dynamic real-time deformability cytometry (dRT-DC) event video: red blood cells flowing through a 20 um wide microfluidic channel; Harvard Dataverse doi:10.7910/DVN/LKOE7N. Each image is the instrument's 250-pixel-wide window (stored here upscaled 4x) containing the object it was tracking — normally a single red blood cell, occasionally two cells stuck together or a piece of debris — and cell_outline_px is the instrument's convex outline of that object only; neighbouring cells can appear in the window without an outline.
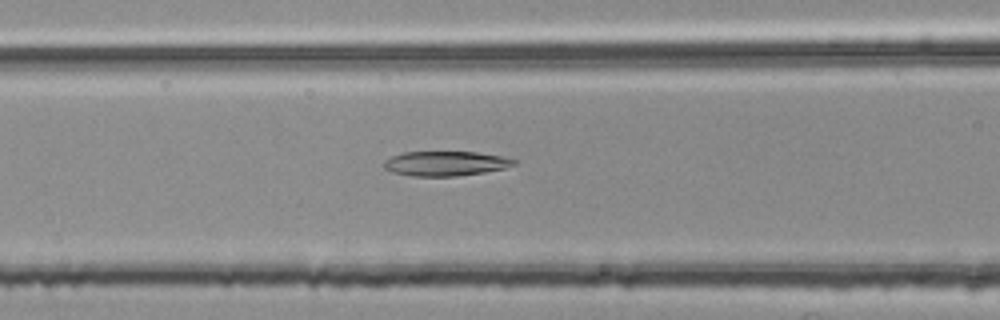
{"species": "common noctule bat (a hibernating species)", "species_latin": "Nyctalus noctula", "temperature_condition": "room temperature", "stored_images_in_passage": 41, "camera_frame_rate_fps": 3000, "um_per_image_px": 0.085, "animal": {"sex": "female", "body_mass_g": 25.1}, "frame": {"image": 1, "passage_image": 9, "time_ms": 2.667, "image_size_px": [1000, 320], "cell_outline_px": [[516, 164], [504, 168], [484, 172], [456, 176], [412, 176], [392, 172], [384, 168], [384, 160], [392, 156], [404, 152], [476, 152], [500, 156], [516, 160]], "centroid_in_image_um": [37.84, 13.9], "position_along_channel_um": 128.8, "area_um2": 18.55}}
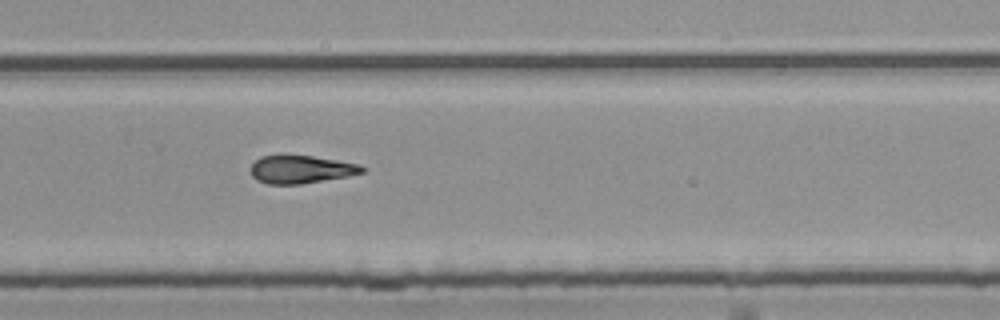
{"frame": {"image": 2, "passage_image": 23, "time_ms": 7.333, "image_size_px": [1000, 320], "cell_outline_px": [[364, 172], [348, 176], [300, 184], [268, 184], [256, 180], [252, 176], [252, 164], [260, 156], [280, 152], [284, 152], [312, 156], [360, 164], [364, 168]], "centroid_in_image_um": [25.52, 14.35], "position_along_channel_um": 304.3, "area_um2": 18.67}}
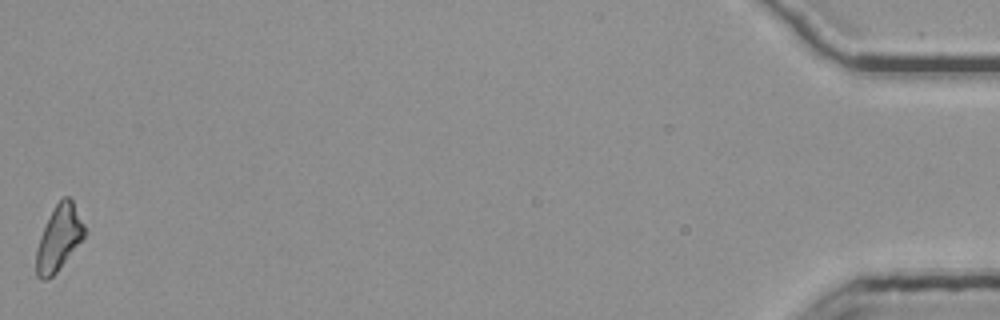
{"frame": {"image": 3, "passage_image": 41, "time_ms": 13.333, "image_size_px": [1000, 320], "cell_outline_px": [[84, 236], [56, 272], [48, 280], [40, 280], [36, 276], [36, 248], [40, 236], [56, 204], [64, 196], [68, 196], [72, 200], [84, 224]], "centroid_in_image_um": [4.97, 20.26], "position_along_channel_um": 430.2, "area_um2": 17.8}, "authors_computed_cell_mechanics": {"area_um2": 18.5538, "velocity_mm_per_s": 3.7761, "shape_relaxation_time_tau1_ms": null, "shape_relaxation_time_tau2_ms": 7.9664, "deformation_change_tau1": null, "deformation_change_tau2": 0.1831}}